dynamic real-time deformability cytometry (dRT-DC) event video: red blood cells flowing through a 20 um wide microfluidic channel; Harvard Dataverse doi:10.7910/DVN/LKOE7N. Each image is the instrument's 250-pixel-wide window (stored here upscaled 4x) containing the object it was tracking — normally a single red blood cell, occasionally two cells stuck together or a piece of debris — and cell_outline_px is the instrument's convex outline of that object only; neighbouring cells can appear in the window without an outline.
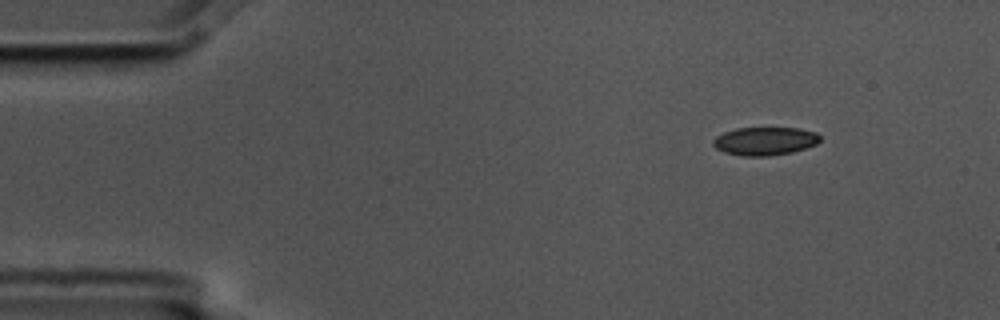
{"species": "common noctule bat (a hibernating species)", "species_latin": "Nyctalus noctula", "temperature_condition": "cold", "stored_images_in_passage": 6, "camera_frame_rate_fps": 3000, "um_per_image_px": 0.085, "animal": {"sex": "male", "body_mass_g": 17.5, "forearm_length_mm": 52.3}, "frame": {"image": 1, "passage_image": 1, "time_ms": 0.0, "image_size_px": [1000, 320], "cell_outline_px": [[820, 140], [816, 144], [792, 152], [768, 156], [740, 156], [724, 152], [716, 148], [712, 144], [712, 140], [716, 136], [724, 132], [736, 128], [800, 128], [816, 132], [820, 136]], "centroid_in_image_um": [64.99, 11.99], "position_along_channel_um": 20.0, "area_um2": 17.63}}
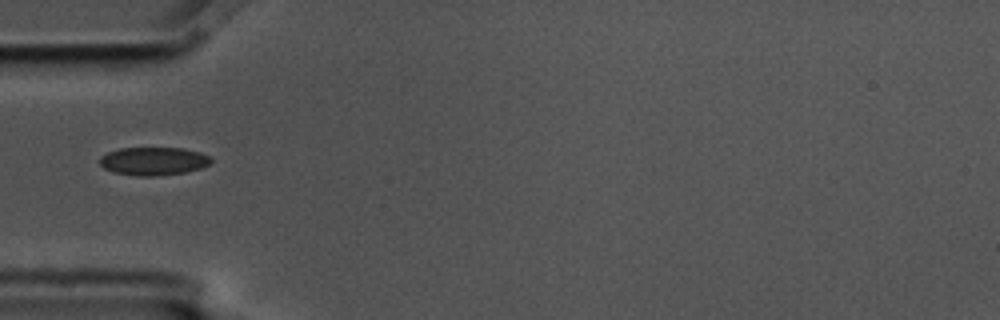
{"frame": {"image": 2, "passage_image": 4, "time_ms": 1.0, "image_size_px": [1000, 320], "cell_outline_px": [[212, 160], [208, 164], [200, 168], [184, 172], [156, 176], [136, 176], [112, 172], [104, 168], [100, 164], [100, 156], [108, 152], [120, 148], [184, 148], [200, 152], [208, 156]], "centroid_in_image_um": [13.01, 13.69], "position_along_channel_um": 72.0, "area_um2": 18.21}}